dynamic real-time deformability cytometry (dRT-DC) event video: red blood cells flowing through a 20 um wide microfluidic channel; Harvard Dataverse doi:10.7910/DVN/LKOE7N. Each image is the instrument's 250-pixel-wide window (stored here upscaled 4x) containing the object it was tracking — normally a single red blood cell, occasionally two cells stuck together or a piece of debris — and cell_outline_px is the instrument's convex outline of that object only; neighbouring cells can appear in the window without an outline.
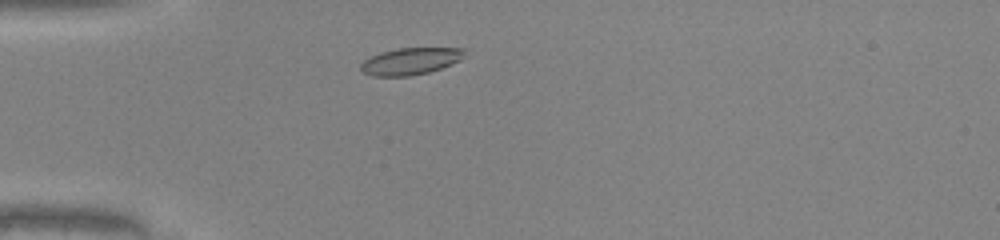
{"species": "common noctule bat (a hibernating species)", "species_latin": "Nyctalus noctula", "temperature_condition": "warm", "stored_images_in_passage": 35, "camera_frame_rate_fps": 3000, "um_per_image_px": 0.085, "animal": {"sex": "male", "body_mass_g": 20.0, "forearm_length_mm": 53.3}, "frame": {"image": 1, "passage_image": 4, "time_ms": 1.0, "image_size_px": [1000, 240], "cell_outline_px": [[468, 48], [460, 60], [440, 68], [428, 72], [408, 76], [372, 76], [364, 72], [360, 68], [360, 64], [364, 60], [380, 52], [396, 48]], "centroid_in_image_um": [34.88, 5.19], "position_along_channel_um": 50.1, "area_um2": 16.18}}
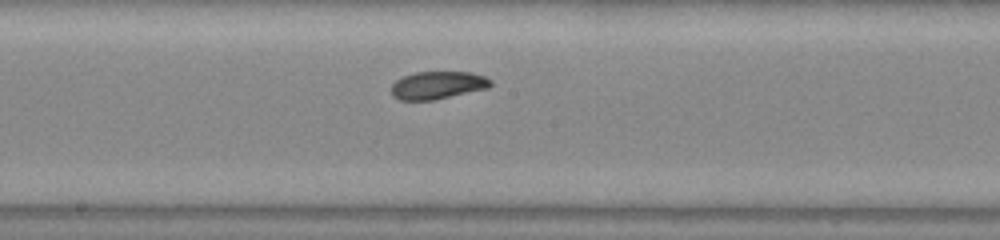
{"frame": {"image": 2, "passage_image": 17, "time_ms": 5.333, "image_size_px": [1000, 240], "cell_outline_px": [[492, 84], [488, 88], [436, 100], [400, 100], [392, 96], [392, 84], [396, 80], [404, 76], [416, 72], [472, 72], [484, 76], [492, 80]], "centroid_in_image_um": [37.22, 7.25], "position_along_channel_um": 211.0, "area_um2": 16.13}}
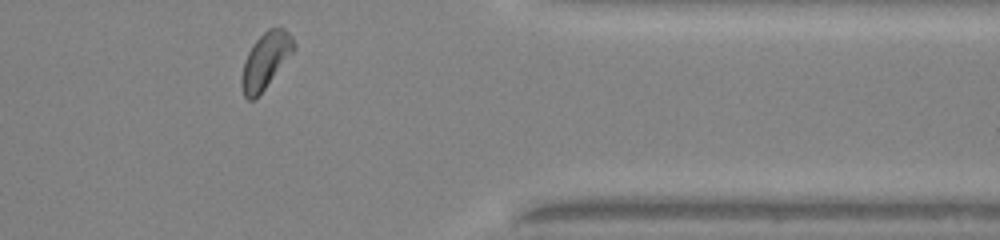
{"frame": {"image": 3, "passage_image": 31, "time_ms": 10.0, "image_size_px": [1000, 240], "cell_outline_px": [[296, 48], [264, 88], [252, 100], [248, 100], [244, 96], [240, 84], [240, 80], [244, 60], [252, 44], [268, 28], [284, 28], [292, 36], [296, 44]], "centroid_in_image_um": [22.55, 5.12], "position_along_channel_um": 388.8, "area_um2": 16.76}, "authors_computed_cell_mechanics": {"area_um2": 16.4152, "velocity_mm_per_s": 4.1192, "shape_relaxation_time_tau1_ms": 2.8059, "shape_relaxation_time_tau2_ms": 7.5198, "deformation_change_tau1": 0.1053, "deformation_change_tau2": 0.1075}}